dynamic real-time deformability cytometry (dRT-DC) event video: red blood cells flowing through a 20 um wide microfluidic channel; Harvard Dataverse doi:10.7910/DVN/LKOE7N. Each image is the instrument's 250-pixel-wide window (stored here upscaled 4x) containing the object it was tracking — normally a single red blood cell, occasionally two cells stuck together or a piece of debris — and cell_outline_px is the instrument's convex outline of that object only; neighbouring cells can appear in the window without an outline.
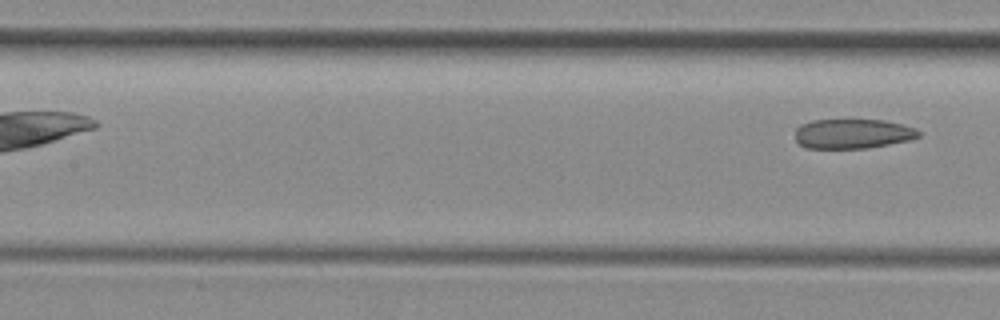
{"species": "common noctule bat (a hibernating species)", "species_latin": "Nyctalus noctula", "temperature_condition": "room temperature", "stored_images_in_passage": 5, "segment_of_instrument_passage": [2, 2], "camera_frame_rate_fps": 3000, "um_per_image_px": 0.085, "animal": {"sex": "female", "body_mass_g": 29.2, "forearm_length_mm": 56.3}, "frame": {"image": 1, "passage_image": 5, "time_ms": 1.333, "image_size_px": [1000, 320], "cell_outline_px": [[920, 136], [908, 140], [888, 144], [864, 148], [804, 148], [796, 140], [796, 128], [800, 124], [812, 120], [884, 120], [916, 128], [920, 132]], "centroid_in_image_um": [72.45, 11.36], "position_along_channel_um": 135.0, "area_um2": 21.21}}